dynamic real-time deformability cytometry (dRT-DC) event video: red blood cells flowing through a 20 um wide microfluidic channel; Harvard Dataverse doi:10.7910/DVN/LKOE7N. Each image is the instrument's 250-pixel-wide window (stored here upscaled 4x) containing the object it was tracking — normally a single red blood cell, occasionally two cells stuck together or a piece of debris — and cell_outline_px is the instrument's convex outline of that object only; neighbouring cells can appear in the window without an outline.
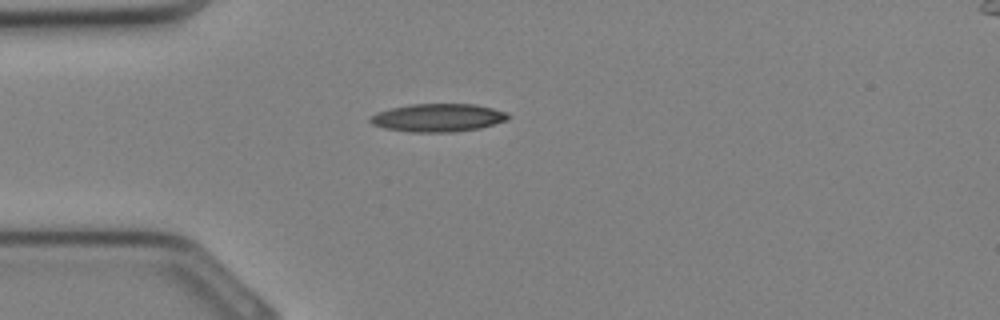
{"species": "Egyptian fruit bat (a non-hibernating species)", "species_latin": "Rousettus aegyptiacus", "temperature_condition": "cold", "stored_images_in_passage": 21, "camera_frame_rate_fps": 3000, "um_per_image_px": 0.085, "animal": {"sex": "female"}, "frame": {"image": 1, "passage_image": 1, "time_ms": 0.0, "image_size_px": [1000, 320], "cell_outline_px": [[512, 116], [508, 120], [480, 128], [452, 132], [412, 132], [384, 128], [372, 124], [368, 120], [376, 112], [392, 108], [412, 104], [476, 104], [508, 112]], "centroid_in_image_um": [37.27, 10.0], "position_along_channel_um": 47.7, "area_um2": 22.6}}
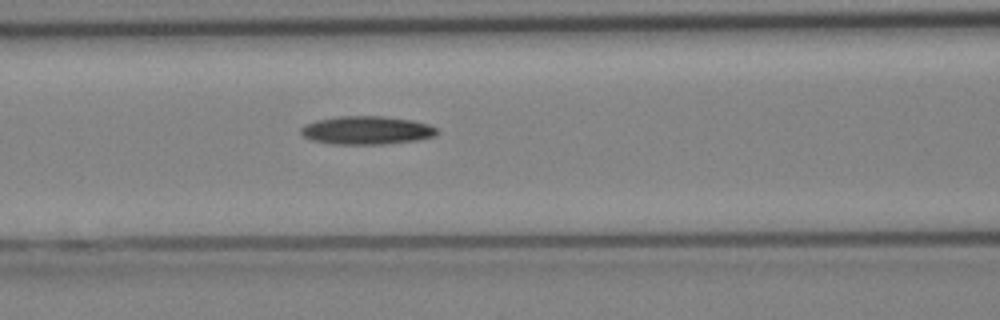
{"frame": {"image": 2, "passage_image": 6, "time_ms": 1.667, "image_size_px": [1000, 320], "cell_outline_px": [[436, 136], [416, 140], [384, 144], [332, 144], [312, 140], [304, 136], [300, 132], [300, 128], [304, 124], [316, 120], [340, 116], [384, 116], [412, 120], [428, 124], [436, 128]], "centroid_in_image_um": [31.14, 11.07], "position_along_channel_um": 135.5, "area_um2": 22.43}}
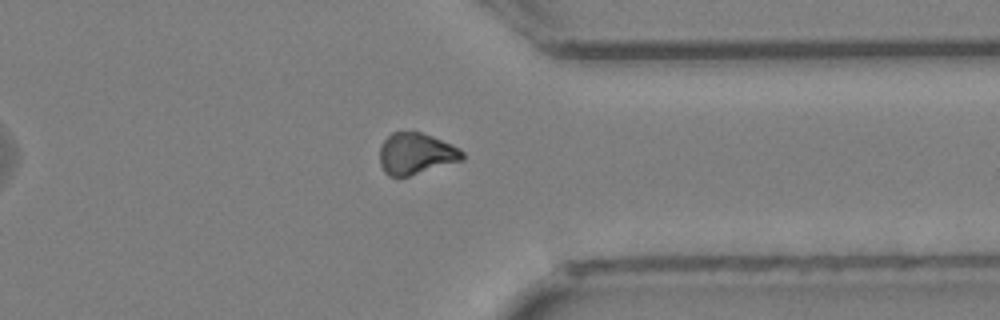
{"frame": {"image": 3, "passage_image": 18, "time_ms": 5.667, "image_size_px": [1000, 320], "cell_outline_px": [[464, 160], [408, 176], [388, 176], [384, 172], [380, 164], [380, 148], [384, 140], [392, 132], [420, 132], [432, 136], [452, 144], [460, 148], [464, 152]], "centroid_in_image_um": [35.37, 13.06], "position_along_channel_um": 376.0, "area_um2": 19.94}}